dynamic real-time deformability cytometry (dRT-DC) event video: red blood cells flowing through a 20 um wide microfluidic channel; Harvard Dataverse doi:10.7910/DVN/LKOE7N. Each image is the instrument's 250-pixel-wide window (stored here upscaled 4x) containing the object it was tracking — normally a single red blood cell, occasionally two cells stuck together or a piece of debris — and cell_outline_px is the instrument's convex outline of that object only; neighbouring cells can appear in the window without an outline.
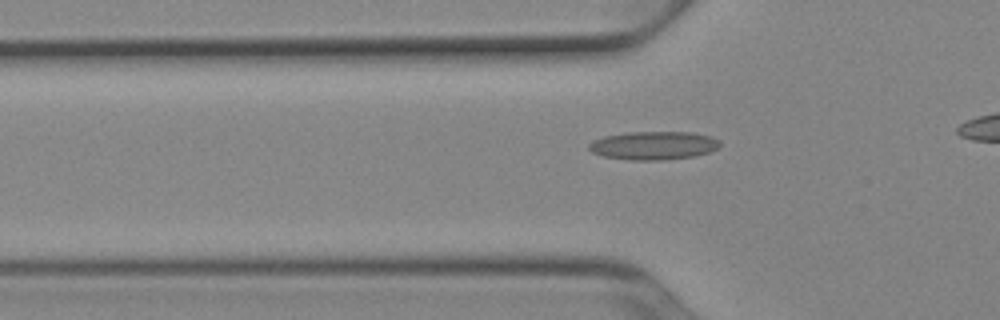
{"species": "Egyptian fruit bat (a non-hibernating species)", "species_latin": "Rousettus aegyptiacus", "temperature_condition": "cold", "stored_images_in_passage": 38, "camera_frame_rate_fps": 3000, "um_per_image_px": 0.085, "animal": {"sex": "female"}, "frame": {"image": 1, "passage_image": 12, "time_ms": 3.667, "image_size_px": [1000, 320], "cell_outline_px": [[720, 148], [696, 156], [664, 160], [632, 160], [604, 156], [592, 152], [588, 148], [588, 144], [592, 140], [604, 136], [628, 132], [692, 132], [712, 136], [720, 140]], "centroid_in_image_um": [55.58, 12.36], "position_along_channel_um": 70.2, "area_um2": 21.85}}
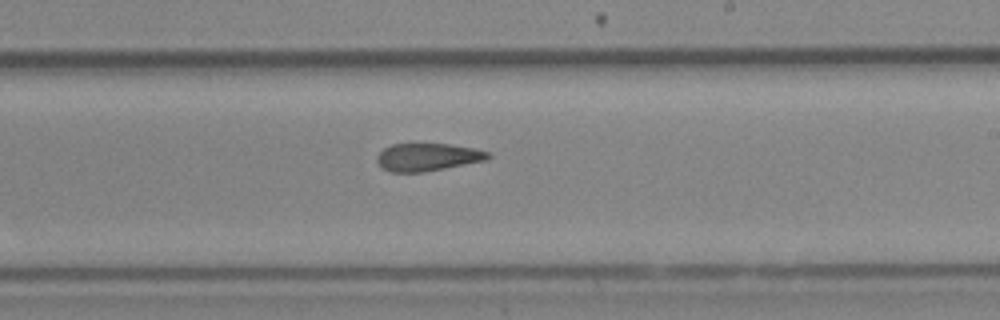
{"frame": {"image": 2, "passage_image": 26, "time_ms": 8.333, "image_size_px": [1000, 320], "cell_outline_px": [[492, 156], [488, 160], [424, 172], [392, 172], [380, 168], [376, 160], [376, 156], [384, 148], [392, 144], [448, 144], [476, 148], [488, 152]], "centroid_in_image_um": [36.35, 13.36], "position_along_channel_um": 252.7, "area_um2": 18.09}}
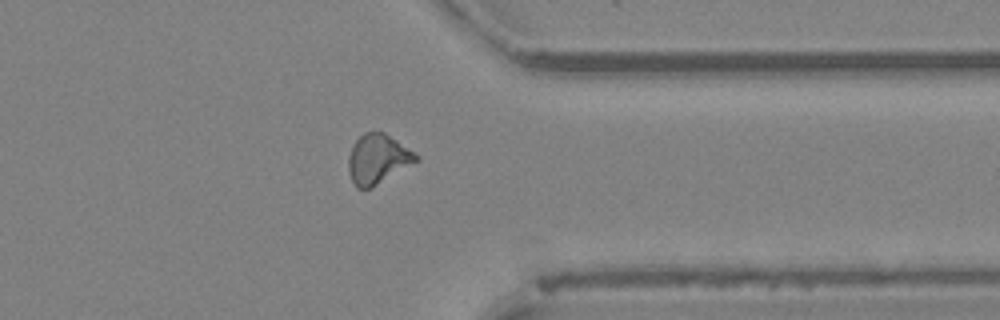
{"frame": {"image": 3, "passage_image": 36, "time_ms": 11.667, "image_size_px": [1000, 320], "cell_outline_px": [[420, 160], [372, 188], [356, 188], [352, 180], [348, 168], [348, 156], [356, 140], [364, 132], [384, 132], [420, 156]], "centroid_in_image_um": [32.12, 13.53], "position_along_channel_um": 379.3, "area_um2": 19.48}}